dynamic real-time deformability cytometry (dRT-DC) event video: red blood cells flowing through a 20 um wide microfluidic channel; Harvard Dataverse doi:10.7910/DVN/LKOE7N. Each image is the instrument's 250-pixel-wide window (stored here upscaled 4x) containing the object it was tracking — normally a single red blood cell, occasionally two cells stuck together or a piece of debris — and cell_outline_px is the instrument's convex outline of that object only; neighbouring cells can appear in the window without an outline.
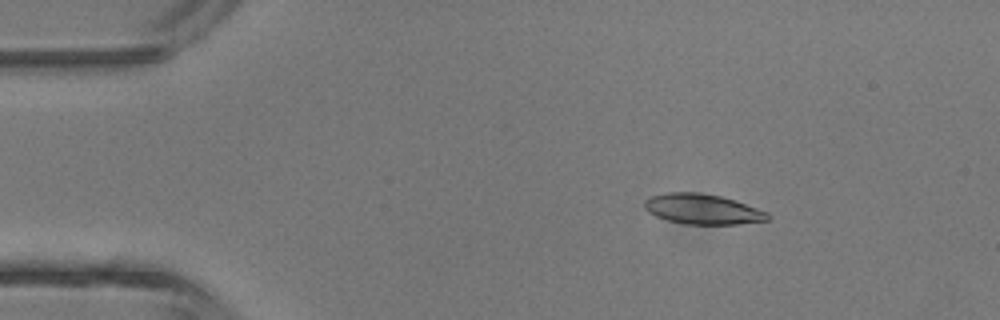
{"species": "common noctule bat (a hibernating species)", "species_latin": "Nyctalus noctula", "temperature_condition": "room temperature", "stored_images_in_passage": 4, "camera_frame_rate_fps": 3000, "um_per_image_px": 0.085, "animal": {"sex": "male", "body_mass_g": 13.3}, "frame": {"image": 1, "passage_image": 2, "time_ms": 1.333, "image_size_px": [1000, 320], "cell_outline_px": [[768, 220], [740, 224], [684, 224], [668, 220], [656, 216], [648, 212], [644, 208], [644, 200], [648, 196], [668, 192], [696, 192], [720, 196], [736, 200], [768, 212]], "centroid_in_image_um": [59.68, 17.77], "position_along_channel_um": 25.3, "area_um2": 21.79}}